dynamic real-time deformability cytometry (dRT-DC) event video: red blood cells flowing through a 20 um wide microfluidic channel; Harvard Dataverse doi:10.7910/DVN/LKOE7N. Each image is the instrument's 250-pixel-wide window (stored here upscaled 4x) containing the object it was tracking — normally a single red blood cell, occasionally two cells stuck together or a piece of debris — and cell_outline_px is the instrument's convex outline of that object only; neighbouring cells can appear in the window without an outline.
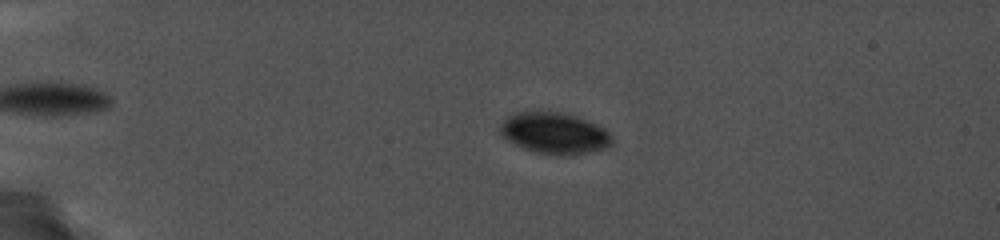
{"species": "common noctule bat (a hibernating species)", "species_latin": "Nyctalus noctula", "temperature_condition": "cold", "stored_images_in_passage": 42, "camera_frame_rate_fps": 5000, "um_per_image_px": 0.085, "animal": {"sex": "female", "body_mass_g": 19.0, "forearm_length_mm": 56.7}, "frame": {"image": 1, "passage_image": 27, "time_ms": 5.2, "image_size_px": [1000, 240], "cell_outline_px": [[616, 140], [608, 148], [572, 156], [560, 156], [536, 152], [512, 144], [504, 140], [496, 132], [496, 128], [508, 116], [540, 112], [568, 116], [596, 124], [604, 128]], "centroid_in_image_um": [47.11, 11.41], "position_along_channel_um": 37.9, "area_um2": 26.65}}